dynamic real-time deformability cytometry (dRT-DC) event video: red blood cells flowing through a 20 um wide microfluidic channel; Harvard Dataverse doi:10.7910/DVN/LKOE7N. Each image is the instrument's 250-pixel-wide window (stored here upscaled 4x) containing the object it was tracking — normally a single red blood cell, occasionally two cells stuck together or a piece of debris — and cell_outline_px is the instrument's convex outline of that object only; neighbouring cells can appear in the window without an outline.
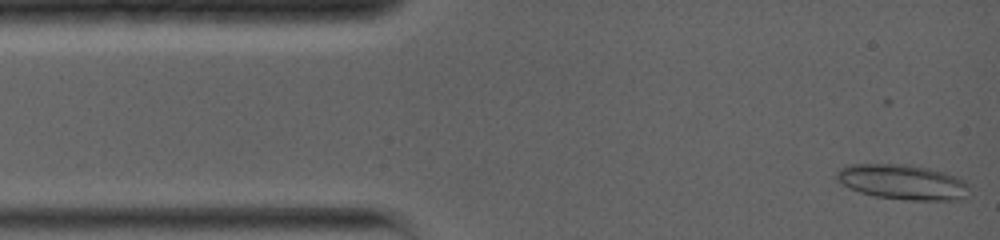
{"species": "common noctule bat (a hibernating species)", "species_latin": "Nyctalus noctula", "temperature_condition": "warm", "stored_images_in_passage": 34, "camera_frame_rate_fps": 5000, "um_per_image_px": 0.085, "animal": {"sex": "female", "body_mass_g": 19.0, "forearm_length_mm": 56.7}, "frame": {"image": 1, "passage_image": 1, "time_ms": 0.0, "image_size_px": [1000, 240], "cell_outline_px": [[968, 188], [960, 200], [904, 200], [876, 196], [860, 192], [848, 188], [836, 180], [832, 176], [840, 168], [848, 164], [912, 164], [944, 172], [956, 176], [964, 180], [968, 184]], "centroid_in_image_um": [76.65, 15.46], "position_along_channel_um": 8.3, "area_um2": 27.34}}
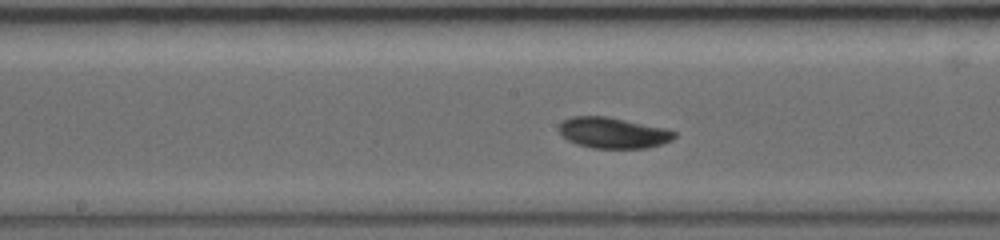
{"frame": {"image": 2, "passage_image": 19, "time_ms": 6.6, "image_size_px": [1000, 240], "cell_outline_px": [[676, 136], [672, 140], [648, 148], [592, 148], [576, 144], [568, 140], [556, 128], [564, 120], [572, 116], [608, 116], [664, 128], [676, 132]], "centroid_in_image_um": [52.09, 11.29], "position_along_channel_um": 196.1, "area_um2": 20.75}}
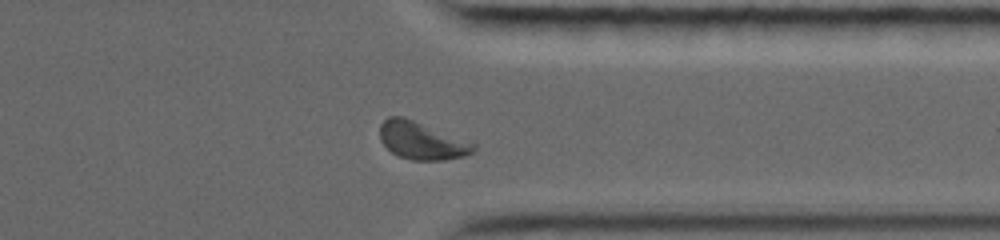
{"frame": {"image": 3, "passage_image": 30, "time_ms": 11.2, "image_size_px": [1000, 240], "cell_outline_px": [[476, 148], [472, 152], [464, 156], [444, 160], [412, 160], [400, 156], [392, 152], [380, 140], [380, 124], [388, 116], [400, 116], [412, 120], [476, 144]], "centroid_in_image_um": [35.82, 11.96], "position_along_channel_um": 375.6, "area_um2": 20.06}, "authors_computed_cell_mechanics": {"area_um2": 20.7502, "velocity_mm_per_s": 3.9066, "shape_relaxation_time_tau1_ms": 2.7488, "shape_relaxation_time_tau2_ms": 5.9071, "deformation_change_tau1": 0.1228, "deformation_change_tau2": 0.0913}}